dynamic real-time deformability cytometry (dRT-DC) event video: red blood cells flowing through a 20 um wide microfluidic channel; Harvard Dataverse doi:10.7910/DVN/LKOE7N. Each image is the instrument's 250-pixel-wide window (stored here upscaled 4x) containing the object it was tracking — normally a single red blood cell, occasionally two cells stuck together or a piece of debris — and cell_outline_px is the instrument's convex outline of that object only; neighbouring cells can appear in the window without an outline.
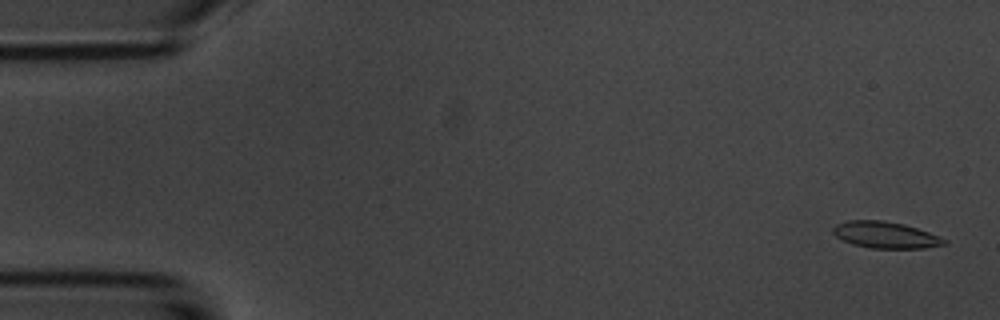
{"species": "common noctule bat (a hibernating species)", "species_latin": "Nyctalus noctula", "temperature_condition": "room temperature", "stored_images_in_passage": 14, "camera_frame_rate_fps": 3000, "um_per_image_px": 0.085, "animal": {"sex": "male", "body_mass_g": 20.1, "forearm_length_mm": 53.5}, "frame": {"image": 1, "passage_image": 1, "time_ms": 0.0, "image_size_px": [1000, 320], "cell_outline_px": [[948, 244], [924, 248], [868, 248], [852, 244], [836, 236], [832, 232], [832, 228], [836, 224], [848, 220], [884, 220], [904, 224], [928, 232], [948, 240]], "centroid_in_image_um": [75.26, 19.97], "position_along_channel_um": 9.7, "area_um2": 17.22}}
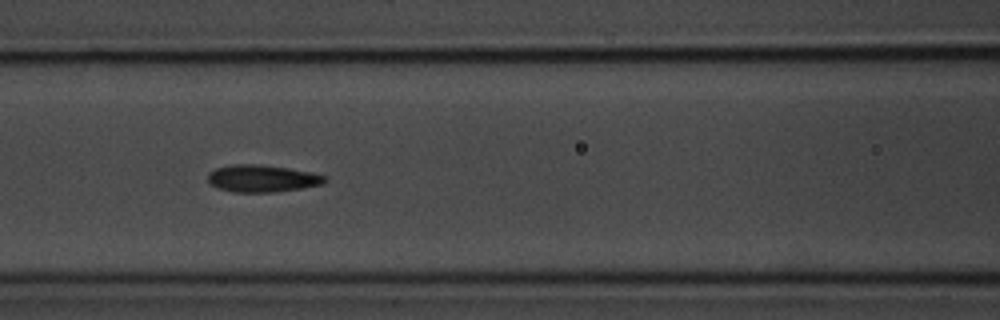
{"frame": {"image": 2, "passage_image": 6, "time_ms": 7.0, "image_size_px": [1000, 320], "cell_outline_px": [[328, 180], [324, 184], [276, 192], [232, 192], [216, 188], [208, 184], [208, 172], [216, 168], [232, 164], [256, 164], [288, 168], [312, 172], [328, 176]], "centroid_in_image_um": [22.28, 15.17], "position_along_channel_um": 144.3, "area_um2": 18.79}}
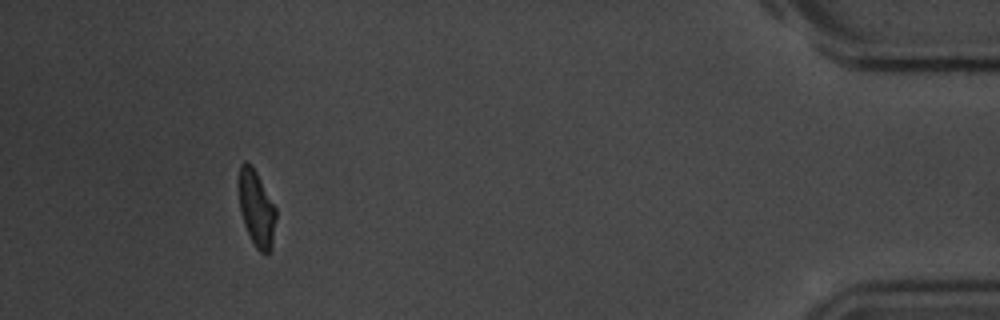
{"frame": {"image": 3, "passage_image": 13, "time_ms": 16.0, "image_size_px": [1000, 320], "cell_outline_px": [[276, 220], [272, 248], [268, 252], [260, 252], [256, 248], [244, 224], [240, 212], [236, 184], [240, 164], [244, 160], [252, 164], [276, 208]], "centroid_in_image_um": [21.76, 17.64], "position_along_channel_um": 413.4, "area_um2": 16.94}, "authors_computed_cell_mechanics": {"area_um2": 17.7157, "velocity_mm_per_s": 3.7147, "shape_relaxation_time_tau1_ms": 1.4306, "shape_relaxation_time_tau2_ms": 2.6141, "deformation_change_tau1": 0.1017, "deformation_change_tau2": 0.0608}}